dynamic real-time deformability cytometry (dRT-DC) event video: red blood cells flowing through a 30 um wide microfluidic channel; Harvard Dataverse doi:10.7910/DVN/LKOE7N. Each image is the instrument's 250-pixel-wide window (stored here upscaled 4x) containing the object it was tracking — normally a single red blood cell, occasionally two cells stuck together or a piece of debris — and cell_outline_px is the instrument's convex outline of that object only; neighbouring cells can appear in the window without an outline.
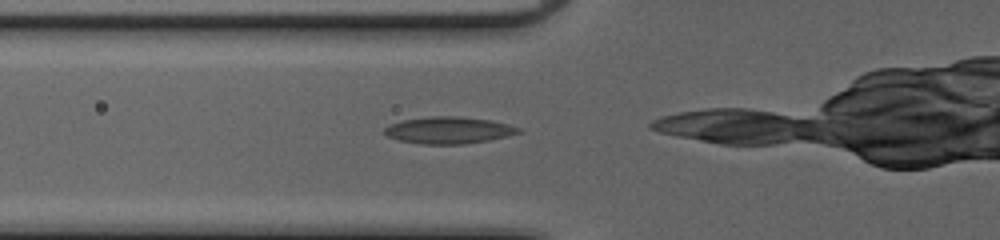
{"species": "common noctule bat (a hibernating species)", "species_latin": "Nyctalus noctula", "temperature_condition": "cold", "stored_images_in_passage": 5, "camera_frame_rate_fps": 3000, "um_per_image_px": 0.085, "animal": {"sex": "female", "body_mass_g": 20.0, "forearm_length_mm": 54.0}, "frame": {"image": 1, "passage_image": 2, "time_ms": 0.333, "image_size_px": [1000, 240], "cell_outline_px": [[520, 132], [508, 136], [488, 140], [464, 144], [420, 144], [400, 140], [388, 136], [384, 132], [384, 128], [388, 124], [400, 120], [432, 116], [456, 116], [492, 120], [508, 124], [520, 128]], "centroid_in_image_um": [38.11, 11.06], "position_along_channel_um": 87.7, "area_um2": 20.98}}